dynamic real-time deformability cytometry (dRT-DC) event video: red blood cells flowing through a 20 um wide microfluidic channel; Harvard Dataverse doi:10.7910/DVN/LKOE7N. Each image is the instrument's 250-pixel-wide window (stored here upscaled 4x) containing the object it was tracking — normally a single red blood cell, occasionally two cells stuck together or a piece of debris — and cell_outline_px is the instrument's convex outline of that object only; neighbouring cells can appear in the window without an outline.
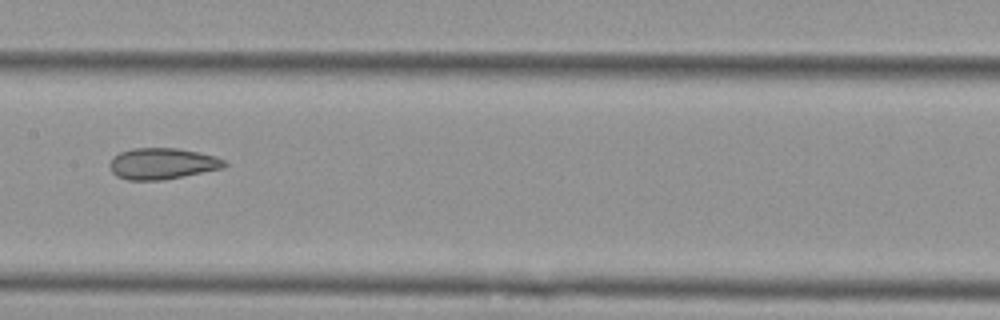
{"species": "Egyptian fruit bat (a non-hibernating species)", "species_latin": "Rousettus aegyptiacus", "temperature_condition": "cold", "stored_images_in_passage": 26, "camera_frame_rate_fps": 3000, "um_per_image_px": 0.085, "animal": {"sex": "female"}, "frame": {"image": 1, "passage_image": 11, "time_ms": 3.333, "image_size_px": [1000, 320], "cell_outline_px": [[228, 164], [224, 168], [164, 180], [128, 180], [116, 176], [112, 172], [108, 164], [112, 156], [120, 152], [132, 148], [176, 148], [200, 152], [216, 156], [224, 160]], "centroid_in_image_um": [13.78, 13.91], "position_along_channel_um": 193.6, "area_um2": 21.15}}